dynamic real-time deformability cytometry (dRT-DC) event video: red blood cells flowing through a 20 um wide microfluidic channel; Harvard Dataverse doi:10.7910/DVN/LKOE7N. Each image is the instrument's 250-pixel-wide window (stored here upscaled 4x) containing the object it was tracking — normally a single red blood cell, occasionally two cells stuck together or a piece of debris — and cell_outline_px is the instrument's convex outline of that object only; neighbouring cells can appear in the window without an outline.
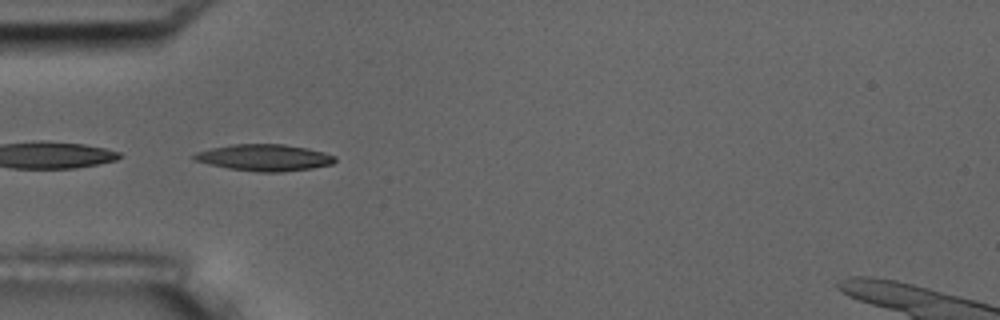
{"species": "common noctule bat (a hibernating species)", "species_latin": "Nyctalus noctula", "temperature_condition": "room temperature", "stored_images_in_passage": 7, "camera_frame_rate_fps": 3000, "um_per_image_px": 0.085, "animal": {"sex": "male", "body_mass_g": 17.5, "forearm_length_mm": 52.3}, "frame": {"image": 1, "passage_image": 6, "time_ms": 5.667, "image_size_px": [1000, 320], "cell_outline_px": [[336, 160], [332, 164], [312, 168], [280, 172], [260, 172], [228, 168], [192, 160], [192, 156], [196, 152], [212, 148], [232, 144], [284, 144], [308, 148], [324, 152], [336, 156]], "centroid_in_image_um": [22.48, 13.39], "position_along_channel_um": 62.5, "area_um2": 21.79}}